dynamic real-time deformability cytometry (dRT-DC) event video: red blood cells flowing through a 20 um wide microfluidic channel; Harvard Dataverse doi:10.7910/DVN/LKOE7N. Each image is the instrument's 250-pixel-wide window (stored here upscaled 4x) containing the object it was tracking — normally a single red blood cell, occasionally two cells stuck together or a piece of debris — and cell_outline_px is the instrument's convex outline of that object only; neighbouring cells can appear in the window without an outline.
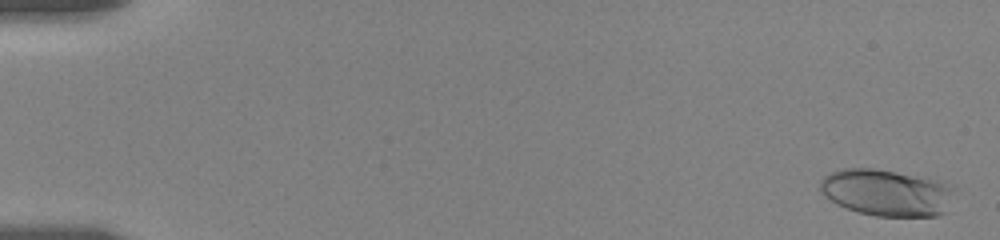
{"species": "human", "species_latin": "Homo sapiens", "temperature_condition": "room temperature", "stored_images_in_passage": 44, "camera_frame_rate_fps": 3000, "um_per_image_px": 0.085, "donor": {"sex": "female"}, "frame": {"image": 1, "passage_image": 3, "time_ms": 0.333, "image_size_px": [1000, 240], "cell_outline_px": [[956, 188], [944, 212], [936, 216], [876, 216], [860, 212], [836, 204], [824, 196], [820, 188], [820, 180], [824, 176], [832, 172], [844, 168], [872, 168], [896, 172], [956, 184]], "centroid_in_image_um": [75.37, 16.36], "position_along_channel_um": 9.6, "area_um2": 36.47}}
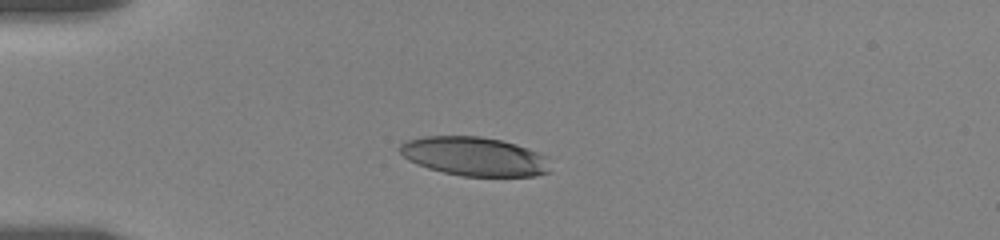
{"frame": {"image": 2, "passage_image": 36, "time_ms": 5.0, "image_size_px": [1000, 240], "cell_outline_px": [[548, 172], [536, 176], [464, 176], [444, 172], [428, 168], [416, 164], [408, 160], [400, 152], [400, 144], [404, 140], [424, 136], [480, 136], [500, 140], [516, 144], [528, 148], [548, 156]], "centroid_in_image_um": [40.31, 13.29], "position_along_channel_um": 44.7, "area_um2": 34.16}}